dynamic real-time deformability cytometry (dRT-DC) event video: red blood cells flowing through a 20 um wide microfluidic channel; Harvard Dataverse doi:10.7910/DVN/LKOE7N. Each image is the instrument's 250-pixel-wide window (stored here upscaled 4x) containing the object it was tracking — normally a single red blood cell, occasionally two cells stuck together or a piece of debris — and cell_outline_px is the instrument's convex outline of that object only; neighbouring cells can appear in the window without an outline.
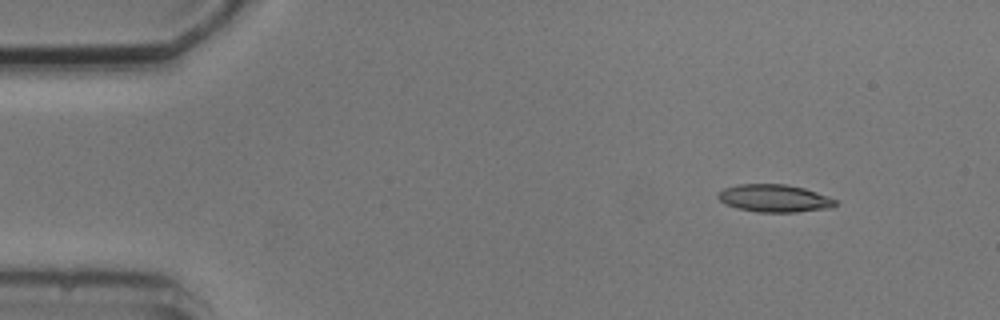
{"species": "common noctule bat (a hibernating species)", "species_latin": "Nyctalus noctula", "temperature_condition": "cold", "stored_images_in_passage": 2, "camera_frame_rate_fps": 3000, "um_per_image_px": 0.085, "animal": {"sex": "male", "body_mass_g": 20.5, "forearm_length_mm": 52.5}, "frame": {"image": 1, "passage_image": 1, "time_ms": 0.0, "image_size_px": [1000, 320], "cell_outline_px": [[836, 204], [832, 208], [796, 212], [756, 212], [736, 208], [724, 204], [716, 196], [724, 188], [740, 184], [784, 184], [804, 188], [828, 196], [836, 200]], "centroid_in_image_um": [65.81, 16.86], "position_along_channel_um": 19.2, "area_um2": 18.9}}